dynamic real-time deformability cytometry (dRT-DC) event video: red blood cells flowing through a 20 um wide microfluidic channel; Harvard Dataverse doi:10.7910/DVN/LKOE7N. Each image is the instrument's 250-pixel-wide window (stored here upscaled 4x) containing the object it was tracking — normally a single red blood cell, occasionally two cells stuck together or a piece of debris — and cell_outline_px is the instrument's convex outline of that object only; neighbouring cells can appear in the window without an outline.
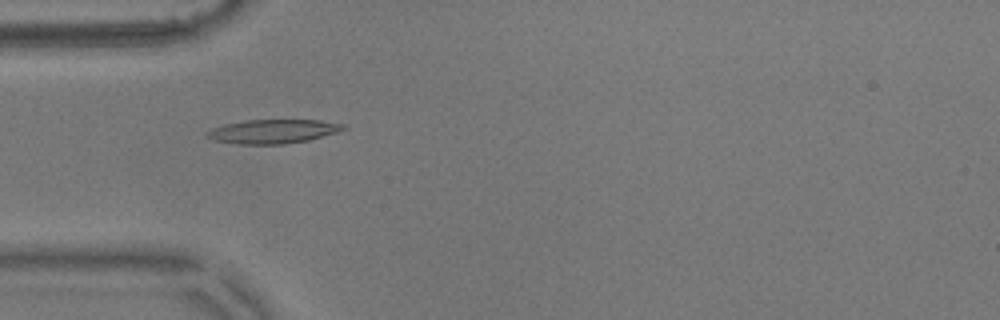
{"species": "common noctule bat (a hibernating species)", "species_latin": "Nyctalus noctula", "temperature_condition": "warm", "stored_images_in_passage": 47, "camera_frame_rate_fps": 3000, "um_per_image_px": 0.085, "animal": {"sex": "male", "body_mass_g": 17.9}, "frame": {"image": 1, "passage_image": 8, "time_ms": 2.333, "image_size_px": [1000, 320], "cell_outline_px": [[348, 128], [336, 132], [308, 140], [284, 144], [240, 144], [216, 140], [204, 136], [204, 132], [212, 128], [224, 124], [244, 120], [320, 120], [344, 124]], "centroid_in_image_um": [23.17, 11.16], "position_along_channel_um": 61.8, "area_um2": 19.02}}
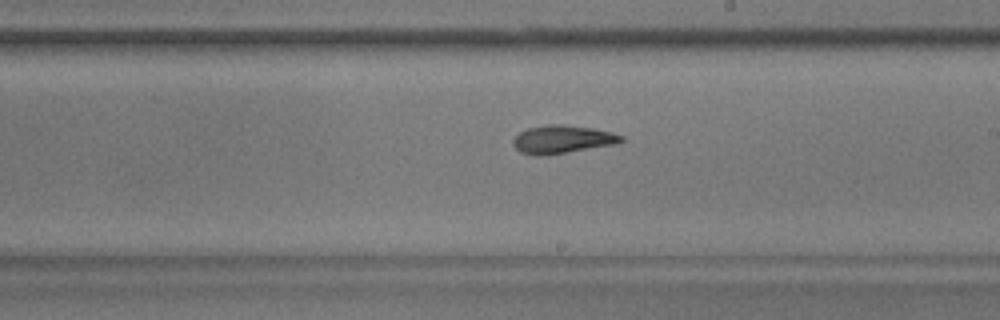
{"frame": {"image": 2, "passage_image": 23, "time_ms": 7.333, "image_size_px": [1000, 320], "cell_outline_px": [[624, 140], [616, 144], [544, 156], [536, 156], [520, 152], [512, 144], [512, 140], [520, 132], [528, 128], [544, 124], [564, 124], [592, 128], [612, 132], [624, 136]], "centroid_in_image_um": [47.79, 11.84], "position_along_channel_um": 241.2, "area_um2": 17.86}}
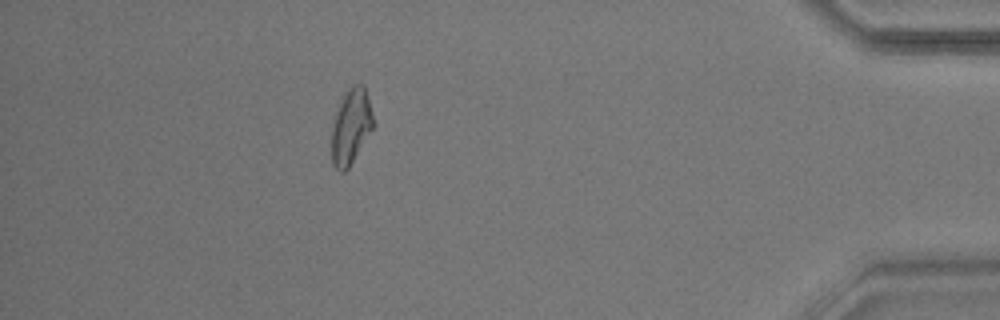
{"frame": {"image": 3, "passage_image": 41, "time_ms": 13.333, "image_size_px": [1000, 320], "cell_outline_px": [[372, 128], [348, 168], [344, 172], [340, 172], [332, 164], [332, 124], [340, 100], [348, 88], [352, 84], [364, 84], [372, 116]], "centroid_in_image_um": [29.79, 10.73], "position_along_channel_um": 405.4, "area_um2": 17.8}, "authors_computed_cell_mechanics": {"area_um2": 17.7446, "velocity_mm_per_s": 3.5988, "shape_relaxation_time_tau1_ms": 5.9597, "shape_relaxation_time_tau2_ms": 3.719, "deformation_change_tau1": 0.168, "deformation_change_tau2": 0.1029}}